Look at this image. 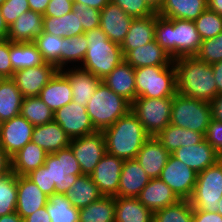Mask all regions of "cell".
<instances>
[{"label":"cell","mask_w":222,"mask_h":222,"mask_svg":"<svg viewBox=\"0 0 222 222\" xmlns=\"http://www.w3.org/2000/svg\"><path fill=\"white\" fill-rule=\"evenodd\" d=\"M173 64L178 94L207 102H211L217 96V85L211 64L195 56L174 59Z\"/></svg>","instance_id":"obj_1"},{"label":"cell","mask_w":222,"mask_h":222,"mask_svg":"<svg viewBox=\"0 0 222 222\" xmlns=\"http://www.w3.org/2000/svg\"><path fill=\"white\" fill-rule=\"evenodd\" d=\"M155 40L173 60L195 56L202 43L194 21L168 19L157 12Z\"/></svg>","instance_id":"obj_2"},{"label":"cell","mask_w":222,"mask_h":222,"mask_svg":"<svg viewBox=\"0 0 222 222\" xmlns=\"http://www.w3.org/2000/svg\"><path fill=\"white\" fill-rule=\"evenodd\" d=\"M102 133L106 152L123 160L135 159L143 144L150 137L132 110Z\"/></svg>","instance_id":"obj_3"},{"label":"cell","mask_w":222,"mask_h":222,"mask_svg":"<svg viewBox=\"0 0 222 222\" xmlns=\"http://www.w3.org/2000/svg\"><path fill=\"white\" fill-rule=\"evenodd\" d=\"M85 36L88 49L80 67L103 80L124 61L122 49L109 40L100 27L86 31Z\"/></svg>","instance_id":"obj_4"},{"label":"cell","mask_w":222,"mask_h":222,"mask_svg":"<svg viewBox=\"0 0 222 222\" xmlns=\"http://www.w3.org/2000/svg\"><path fill=\"white\" fill-rule=\"evenodd\" d=\"M86 109L95 130L103 131L125 116L131 104L101 81Z\"/></svg>","instance_id":"obj_5"},{"label":"cell","mask_w":222,"mask_h":222,"mask_svg":"<svg viewBox=\"0 0 222 222\" xmlns=\"http://www.w3.org/2000/svg\"><path fill=\"white\" fill-rule=\"evenodd\" d=\"M136 93L138 97H174L176 91V70L173 62L169 66H143L134 68Z\"/></svg>","instance_id":"obj_6"},{"label":"cell","mask_w":222,"mask_h":222,"mask_svg":"<svg viewBox=\"0 0 222 222\" xmlns=\"http://www.w3.org/2000/svg\"><path fill=\"white\" fill-rule=\"evenodd\" d=\"M210 120V102L175 94L171 106L170 124L205 135Z\"/></svg>","instance_id":"obj_7"},{"label":"cell","mask_w":222,"mask_h":222,"mask_svg":"<svg viewBox=\"0 0 222 222\" xmlns=\"http://www.w3.org/2000/svg\"><path fill=\"white\" fill-rule=\"evenodd\" d=\"M172 103L173 97H138L131 104V110L144 126L146 133L155 137L170 124Z\"/></svg>","instance_id":"obj_8"},{"label":"cell","mask_w":222,"mask_h":222,"mask_svg":"<svg viewBox=\"0 0 222 222\" xmlns=\"http://www.w3.org/2000/svg\"><path fill=\"white\" fill-rule=\"evenodd\" d=\"M222 197V162L219 160L200 173L192 197L189 199L193 209L217 212Z\"/></svg>","instance_id":"obj_9"},{"label":"cell","mask_w":222,"mask_h":222,"mask_svg":"<svg viewBox=\"0 0 222 222\" xmlns=\"http://www.w3.org/2000/svg\"><path fill=\"white\" fill-rule=\"evenodd\" d=\"M44 165L49 168L55 193L66 194L77 178L82 176L80 165L70 146L48 154Z\"/></svg>","instance_id":"obj_10"},{"label":"cell","mask_w":222,"mask_h":222,"mask_svg":"<svg viewBox=\"0 0 222 222\" xmlns=\"http://www.w3.org/2000/svg\"><path fill=\"white\" fill-rule=\"evenodd\" d=\"M69 146L80 165L82 175H90L106 153L102 131L73 138Z\"/></svg>","instance_id":"obj_11"},{"label":"cell","mask_w":222,"mask_h":222,"mask_svg":"<svg viewBox=\"0 0 222 222\" xmlns=\"http://www.w3.org/2000/svg\"><path fill=\"white\" fill-rule=\"evenodd\" d=\"M159 179L164 181L180 199L189 200L195 189L197 172L170 154Z\"/></svg>","instance_id":"obj_12"},{"label":"cell","mask_w":222,"mask_h":222,"mask_svg":"<svg viewBox=\"0 0 222 222\" xmlns=\"http://www.w3.org/2000/svg\"><path fill=\"white\" fill-rule=\"evenodd\" d=\"M53 120L60 125L70 139L96 132L86 107L73 100L56 110Z\"/></svg>","instance_id":"obj_13"},{"label":"cell","mask_w":222,"mask_h":222,"mask_svg":"<svg viewBox=\"0 0 222 222\" xmlns=\"http://www.w3.org/2000/svg\"><path fill=\"white\" fill-rule=\"evenodd\" d=\"M34 126L21 114L0 123V147L11 158L32 141Z\"/></svg>","instance_id":"obj_14"},{"label":"cell","mask_w":222,"mask_h":222,"mask_svg":"<svg viewBox=\"0 0 222 222\" xmlns=\"http://www.w3.org/2000/svg\"><path fill=\"white\" fill-rule=\"evenodd\" d=\"M123 164V159L106 152L90 174L103 196H117Z\"/></svg>","instance_id":"obj_15"},{"label":"cell","mask_w":222,"mask_h":222,"mask_svg":"<svg viewBox=\"0 0 222 222\" xmlns=\"http://www.w3.org/2000/svg\"><path fill=\"white\" fill-rule=\"evenodd\" d=\"M57 68L50 63H44L36 67L20 69L14 72L12 79L26 97L38 96L41 89L57 72Z\"/></svg>","instance_id":"obj_16"},{"label":"cell","mask_w":222,"mask_h":222,"mask_svg":"<svg viewBox=\"0 0 222 222\" xmlns=\"http://www.w3.org/2000/svg\"><path fill=\"white\" fill-rule=\"evenodd\" d=\"M133 19L118 5L110 1L100 11V28L109 40L121 45Z\"/></svg>","instance_id":"obj_17"},{"label":"cell","mask_w":222,"mask_h":222,"mask_svg":"<svg viewBox=\"0 0 222 222\" xmlns=\"http://www.w3.org/2000/svg\"><path fill=\"white\" fill-rule=\"evenodd\" d=\"M172 155L197 173L215 165L220 160V155L205 139L196 145L182 146Z\"/></svg>","instance_id":"obj_18"},{"label":"cell","mask_w":222,"mask_h":222,"mask_svg":"<svg viewBox=\"0 0 222 222\" xmlns=\"http://www.w3.org/2000/svg\"><path fill=\"white\" fill-rule=\"evenodd\" d=\"M47 202L48 196L31 179L17 175L16 212L22 219L46 206Z\"/></svg>","instance_id":"obj_19"},{"label":"cell","mask_w":222,"mask_h":222,"mask_svg":"<svg viewBox=\"0 0 222 222\" xmlns=\"http://www.w3.org/2000/svg\"><path fill=\"white\" fill-rule=\"evenodd\" d=\"M61 72L69 79L72 100L86 107L102 80L81 67H68Z\"/></svg>","instance_id":"obj_20"},{"label":"cell","mask_w":222,"mask_h":222,"mask_svg":"<svg viewBox=\"0 0 222 222\" xmlns=\"http://www.w3.org/2000/svg\"><path fill=\"white\" fill-rule=\"evenodd\" d=\"M170 153L156 139L149 137L136 156V160L151 179L159 178Z\"/></svg>","instance_id":"obj_21"},{"label":"cell","mask_w":222,"mask_h":222,"mask_svg":"<svg viewBox=\"0 0 222 222\" xmlns=\"http://www.w3.org/2000/svg\"><path fill=\"white\" fill-rule=\"evenodd\" d=\"M150 179L136 159L124 160L117 197L137 198Z\"/></svg>","instance_id":"obj_22"},{"label":"cell","mask_w":222,"mask_h":222,"mask_svg":"<svg viewBox=\"0 0 222 222\" xmlns=\"http://www.w3.org/2000/svg\"><path fill=\"white\" fill-rule=\"evenodd\" d=\"M137 199L152 212L175 204L180 200L176 193L159 178L150 179Z\"/></svg>","instance_id":"obj_23"},{"label":"cell","mask_w":222,"mask_h":222,"mask_svg":"<svg viewBox=\"0 0 222 222\" xmlns=\"http://www.w3.org/2000/svg\"><path fill=\"white\" fill-rule=\"evenodd\" d=\"M43 32V14L29 10L9 27L7 39L11 42H33Z\"/></svg>","instance_id":"obj_24"},{"label":"cell","mask_w":222,"mask_h":222,"mask_svg":"<svg viewBox=\"0 0 222 222\" xmlns=\"http://www.w3.org/2000/svg\"><path fill=\"white\" fill-rule=\"evenodd\" d=\"M38 96L55 112L72 101V89L69 79L61 71H57L41 89Z\"/></svg>","instance_id":"obj_25"},{"label":"cell","mask_w":222,"mask_h":222,"mask_svg":"<svg viewBox=\"0 0 222 222\" xmlns=\"http://www.w3.org/2000/svg\"><path fill=\"white\" fill-rule=\"evenodd\" d=\"M124 60L133 68L143 66H169L173 59L169 54L158 45L157 41H153L130 50Z\"/></svg>","instance_id":"obj_26"},{"label":"cell","mask_w":222,"mask_h":222,"mask_svg":"<svg viewBox=\"0 0 222 222\" xmlns=\"http://www.w3.org/2000/svg\"><path fill=\"white\" fill-rule=\"evenodd\" d=\"M102 81L130 104L137 98L134 68L125 60Z\"/></svg>","instance_id":"obj_27"},{"label":"cell","mask_w":222,"mask_h":222,"mask_svg":"<svg viewBox=\"0 0 222 222\" xmlns=\"http://www.w3.org/2000/svg\"><path fill=\"white\" fill-rule=\"evenodd\" d=\"M32 141L48 154L68 147L71 139L54 120L44 125L34 126Z\"/></svg>","instance_id":"obj_28"},{"label":"cell","mask_w":222,"mask_h":222,"mask_svg":"<svg viewBox=\"0 0 222 222\" xmlns=\"http://www.w3.org/2000/svg\"><path fill=\"white\" fill-rule=\"evenodd\" d=\"M156 13L151 16L134 18L125 39L120 45L123 56L130 50L144 46L155 39Z\"/></svg>","instance_id":"obj_29"},{"label":"cell","mask_w":222,"mask_h":222,"mask_svg":"<svg viewBox=\"0 0 222 222\" xmlns=\"http://www.w3.org/2000/svg\"><path fill=\"white\" fill-rule=\"evenodd\" d=\"M207 8V0H164L157 14L168 19L195 21Z\"/></svg>","instance_id":"obj_30"},{"label":"cell","mask_w":222,"mask_h":222,"mask_svg":"<svg viewBox=\"0 0 222 222\" xmlns=\"http://www.w3.org/2000/svg\"><path fill=\"white\" fill-rule=\"evenodd\" d=\"M155 137L170 154L182 146L196 145L205 139L203 133L172 124H168Z\"/></svg>","instance_id":"obj_31"},{"label":"cell","mask_w":222,"mask_h":222,"mask_svg":"<svg viewBox=\"0 0 222 222\" xmlns=\"http://www.w3.org/2000/svg\"><path fill=\"white\" fill-rule=\"evenodd\" d=\"M48 153L33 141L27 143L11 157V170L19 176H26L31 171L44 165Z\"/></svg>","instance_id":"obj_32"},{"label":"cell","mask_w":222,"mask_h":222,"mask_svg":"<svg viewBox=\"0 0 222 222\" xmlns=\"http://www.w3.org/2000/svg\"><path fill=\"white\" fill-rule=\"evenodd\" d=\"M23 99L12 78L0 79V123L20 114Z\"/></svg>","instance_id":"obj_33"},{"label":"cell","mask_w":222,"mask_h":222,"mask_svg":"<svg viewBox=\"0 0 222 222\" xmlns=\"http://www.w3.org/2000/svg\"><path fill=\"white\" fill-rule=\"evenodd\" d=\"M115 222H153V212L137 198L114 196Z\"/></svg>","instance_id":"obj_34"},{"label":"cell","mask_w":222,"mask_h":222,"mask_svg":"<svg viewBox=\"0 0 222 222\" xmlns=\"http://www.w3.org/2000/svg\"><path fill=\"white\" fill-rule=\"evenodd\" d=\"M43 32L63 38L85 33L79 23V13L73 10L61 17H43Z\"/></svg>","instance_id":"obj_35"},{"label":"cell","mask_w":222,"mask_h":222,"mask_svg":"<svg viewBox=\"0 0 222 222\" xmlns=\"http://www.w3.org/2000/svg\"><path fill=\"white\" fill-rule=\"evenodd\" d=\"M65 196L74 207L80 209L95 202L103 195L99 192L90 175H82L70 186Z\"/></svg>","instance_id":"obj_36"},{"label":"cell","mask_w":222,"mask_h":222,"mask_svg":"<svg viewBox=\"0 0 222 222\" xmlns=\"http://www.w3.org/2000/svg\"><path fill=\"white\" fill-rule=\"evenodd\" d=\"M10 60L14 72L45 63L42 54L33 42L20 43L10 41Z\"/></svg>","instance_id":"obj_37"},{"label":"cell","mask_w":222,"mask_h":222,"mask_svg":"<svg viewBox=\"0 0 222 222\" xmlns=\"http://www.w3.org/2000/svg\"><path fill=\"white\" fill-rule=\"evenodd\" d=\"M114 196H102L79 209V222H115Z\"/></svg>","instance_id":"obj_38"},{"label":"cell","mask_w":222,"mask_h":222,"mask_svg":"<svg viewBox=\"0 0 222 222\" xmlns=\"http://www.w3.org/2000/svg\"><path fill=\"white\" fill-rule=\"evenodd\" d=\"M88 42L85 33L63 38V54L60 56V71L68 67H80L86 51Z\"/></svg>","instance_id":"obj_39"},{"label":"cell","mask_w":222,"mask_h":222,"mask_svg":"<svg viewBox=\"0 0 222 222\" xmlns=\"http://www.w3.org/2000/svg\"><path fill=\"white\" fill-rule=\"evenodd\" d=\"M46 209L52 222H79V209L72 205L65 194L49 196Z\"/></svg>","instance_id":"obj_40"},{"label":"cell","mask_w":222,"mask_h":222,"mask_svg":"<svg viewBox=\"0 0 222 222\" xmlns=\"http://www.w3.org/2000/svg\"><path fill=\"white\" fill-rule=\"evenodd\" d=\"M20 114L25 117L33 126L44 125L53 121L52 111L39 96L26 97L23 99Z\"/></svg>","instance_id":"obj_41"},{"label":"cell","mask_w":222,"mask_h":222,"mask_svg":"<svg viewBox=\"0 0 222 222\" xmlns=\"http://www.w3.org/2000/svg\"><path fill=\"white\" fill-rule=\"evenodd\" d=\"M33 43L46 63L53 64L60 71V56L63 54V37L42 32Z\"/></svg>","instance_id":"obj_42"},{"label":"cell","mask_w":222,"mask_h":222,"mask_svg":"<svg viewBox=\"0 0 222 222\" xmlns=\"http://www.w3.org/2000/svg\"><path fill=\"white\" fill-rule=\"evenodd\" d=\"M153 222H193L190 200L180 199L175 204L154 211Z\"/></svg>","instance_id":"obj_43"},{"label":"cell","mask_w":222,"mask_h":222,"mask_svg":"<svg viewBox=\"0 0 222 222\" xmlns=\"http://www.w3.org/2000/svg\"><path fill=\"white\" fill-rule=\"evenodd\" d=\"M17 175L11 170L0 177V217L16 212Z\"/></svg>","instance_id":"obj_44"},{"label":"cell","mask_w":222,"mask_h":222,"mask_svg":"<svg viewBox=\"0 0 222 222\" xmlns=\"http://www.w3.org/2000/svg\"><path fill=\"white\" fill-rule=\"evenodd\" d=\"M194 23L202 41L216 37L222 32V16L208 8Z\"/></svg>","instance_id":"obj_45"},{"label":"cell","mask_w":222,"mask_h":222,"mask_svg":"<svg viewBox=\"0 0 222 222\" xmlns=\"http://www.w3.org/2000/svg\"><path fill=\"white\" fill-rule=\"evenodd\" d=\"M195 57L208 64L222 61V32L203 40Z\"/></svg>","instance_id":"obj_46"},{"label":"cell","mask_w":222,"mask_h":222,"mask_svg":"<svg viewBox=\"0 0 222 222\" xmlns=\"http://www.w3.org/2000/svg\"><path fill=\"white\" fill-rule=\"evenodd\" d=\"M132 18L154 15L156 12L145 0H111Z\"/></svg>","instance_id":"obj_47"},{"label":"cell","mask_w":222,"mask_h":222,"mask_svg":"<svg viewBox=\"0 0 222 222\" xmlns=\"http://www.w3.org/2000/svg\"><path fill=\"white\" fill-rule=\"evenodd\" d=\"M30 10L28 0H6L1 6V14L10 27L24 12Z\"/></svg>","instance_id":"obj_48"},{"label":"cell","mask_w":222,"mask_h":222,"mask_svg":"<svg viewBox=\"0 0 222 222\" xmlns=\"http://www.w3.org/2000/svg\"><path fill=\"white\" fill-rule=\"evenodd\" d=\"M73 11L79 13V23L84 32L100 27V10L74 3Z\"/></svg>","instance_id":"obj_49"},{"label":"cell","mask_w":222,"mask_h":222,"mask_svg":"<svg viewBox=\"0 0 222 222\" xmlns=\"http://www.w3.org/2000/svg\"><path fill=\"white\" fill-rule=\"evenodd\" d=\"M26 176L31 179L48 197L55 193V185H51L49 168L45 165L31 171Z\"/></svg>","instance_id":"obj_50"},{"label":"cell","mask_w":222,"mask_h":222,"mask_svg":"<svg viewBox=\"0 0 222 222\" xmlns=\"http://www.w3.org/2000/svg\"><path fill=\"white\" fill-rule=\"evenodd\" d=\"M204 136L205 140L222 156V122L211 119Z\"/></svg>","instance_id":"obj_51"},{"label":"cell","mask_w":222,"mask_h":222,"mask_svg":"<svg viewBox=\"0 0 222 222\" xmlns=\"http://www.w3.org/2000/svg\"><path fill=\"white\" fill-rule=\"evenodd\" d=\"M14 70L10 60V40H0V79L12 78Z\"/></svg>","instance_id":"obj_52"},{"label":"cell","mask_w":222,"mask_h":222,"mask_svg":"<svg viewBox=\"0 0 222 222\" xmlns=\"http://www.w3.org/2000/svg\"><path fill=\"white\" fill-rule=\"evenodd\" d=\"M73 7L72 0H50L43 17H61L71 12Z\"/></svg>","instance_id":"obj_53"},{"label":"cell","mask_w":222,"mask_h":222,"mask_svg":"<svg viewBox=\"0 0 222 222\" xmlns=\"http://www.w3.org/2000/svg\"><path fill=\"white\" fill-rule=\"evenodd\" d=\"M193 222H222V216L217 212L193 209Z\"/></svg>","instance_id":"obj_54"},{"label":"cell","mask_w":222,"mask_h":222,"mask_svg":"<svg viewBox=\"0 0 222 222\" xmlns=\"http://www.w3.org/2000/svg\"><path fill=\"white\" fill-rule=\"evenodd\" d=\"M24 222H52L46 206L36 210L33 214L25 217Z\"/></svg>","instance_id":"obj_55"},{"label":"cell","mask_w":222,"mask_h":222,"mask_svg":"<svg viewBox=\"0 0 222 222\" xmlns=\"http://www.w3.org/2000/svg\"><path fill=\"white\" fill-rule=\"evenodd\" d=\"M211 119L222 122V94L217 96L210 102Z\"/></svg>","instance_id":"obj_56"},{"label":"cell","mask_w":222,"mask_h":222,"mask_svg":"<svg viewBox=\"0 0 222 222\" xmlns=\"http://www.w3.org/2000/svg\"><path fill=\"white\" fill-rule=\"evenodd\" d=\"M217 85V94H222V61L211 64Z\"/></svg>","instance_id":"obj_57"},{"label":"cell","mask_w":222,"mask_h":222,"mask_svg":"<svg viewBox=\"0 0 222 222\" xmlns=\"http://www.w3.org/2000/svg\"><path fill=\"white\" fill-rule=\"evenodd\" d=\"M11 171V158L0 147V177Z\"/></svg>","instance_id":"obj_58"},{"label":"cell","mask_w":222,"mask_h":222,"mask_svg":"<svg viewBox=\"0 0 222 222\" xmlns=\"http://www.w3.org/2000/svg\"><path fill=\"white\" fill-rule=\"evenodd\" d=\"M74 3L86 5L89 8L102 10L111 0H72Z\"/></svg>","instance_id":"obj_59"},{"label":"cell","mask_w":222,"mask_h":222,"mask_svg":"<svg viewBox=\"0 0 222 222\" xmlns=\"http://www.w3.org/2000/svg\"><path fill=\"white\" fill-rule=\"evenodd\" d=\"M30 10L44 14L50 0H28Z\"/></svg>","instance_id":"obj_60"},{"label":"cell","mask_w":222,"mask_h":222,"mask_svg":"<svg viewBox=\"0 0 222 222\" xmlns=\"http://www.w3.org/2000/svg\"><path fill=\"white\" fill-rule=\"evenodd\" d=\"M208 9L222 16V0H207Z\"/></svg>","instance_id":"obj_61"},{"label":"cell","mask_w":222,"mask_h":222,"mask_svg":"<svg viewBox=\"0 0 222 222\" xmlns=\"http://www.w3.org/2000/svg\"><path fill=\"white\" fill-rule=\"evenodd\" d=\"M8 31H9V27L6 24L2 14H1V11H0V40L7 39Z\"/></svg>","instance_id":"obj_62"},{"label":"cell","mask_w":222,"mask_h":222,"mask_svg":"<svg viewBox=\"0 0 222 222\" xmlns=\"http://www.w3.org/2000/svg\"><path fill=\"white\" fill-rule=\"evenodd\" d=\"M0 222H24V220L17 214V212H13L9 215L1 216Z\"/></svg>","instance_id":"obj_63"},{"label":"cell","mask_w":222,"mask_h":222,"mask_svg":"<svg viewBox=\"0 0 222 222\" xmlns=\"http://www.w3.org/2000/svg\"><path fill=\"white\" fill-rule=\"evenodd\" d=\"M148 5L155 11L158 12V10L160 9V7L163 4L164 0H145Z\"/></svg>","instance_id":"obj_64"},{"label":"cell","mask_w":222,"mask_h":222,"mask_svg":"<svg viewBox=\"0 0 222 222\" xmlns=\"http://www.w3.org/2000/svg\"><path fill=\"white\" fill-rule=\"evenodd\" d=\"M218 209H217V213H219L222 216V197L218 202Z\"/></svg>","instance_id":"obj_65"},{"label":"cell","mask_w":222,"mask_h":222,"mask_svg":"<svg viewBox=\"0 0 222 222\" xmlns=\"http://www.w3.org/2000/svg\"><path fill=\"white\" fill-rule=\"evenodd\" d=\"M6 0H0V6L5 2Z\"/></svg>","instance_id":"obj_66"}]
</instances>
